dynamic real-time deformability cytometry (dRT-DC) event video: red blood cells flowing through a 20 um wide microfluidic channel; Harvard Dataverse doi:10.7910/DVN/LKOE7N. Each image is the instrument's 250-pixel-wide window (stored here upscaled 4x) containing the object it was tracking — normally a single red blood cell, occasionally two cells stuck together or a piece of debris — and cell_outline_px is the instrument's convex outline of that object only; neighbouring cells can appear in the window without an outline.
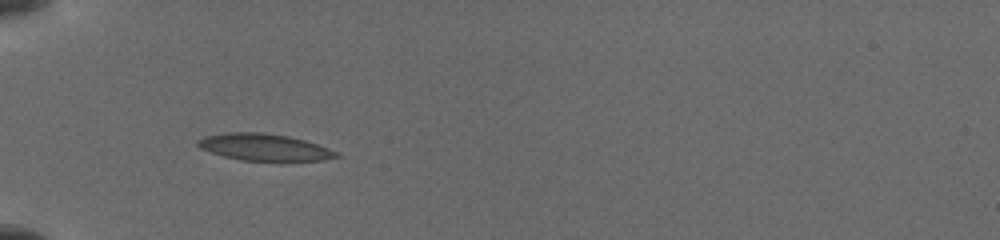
{"species": "common noctule bat (a hibernating species)", "species_latin": "Nyctalus noctula", "temperature_condition": "cold", "stored_images_in_passage": 7, "camera_frame_rate_fps": 3000, "um_per_image_px": 0.085, "animal": {"sex": "female", "body_mass_g": 19.5, "forearm_length_mm": 54.1}, "frame": {"image": 1, "passage_image": 6, "time_ms": 5.333, "image_size_px": [1000, 240], "cell_outline_px": [[340, 156], [324, 160], [240, 160], [224, 156], [200, 148], [196, 144], [196, 140], [204, 136], [228, 132], [264, 132], [288, 136], [304, 140], [328, 148], [336, 152]], "centroid_in_image_um": [22.41, 12.49], "position_along_channel_um": 62.6, "area_um2": 21.39}}